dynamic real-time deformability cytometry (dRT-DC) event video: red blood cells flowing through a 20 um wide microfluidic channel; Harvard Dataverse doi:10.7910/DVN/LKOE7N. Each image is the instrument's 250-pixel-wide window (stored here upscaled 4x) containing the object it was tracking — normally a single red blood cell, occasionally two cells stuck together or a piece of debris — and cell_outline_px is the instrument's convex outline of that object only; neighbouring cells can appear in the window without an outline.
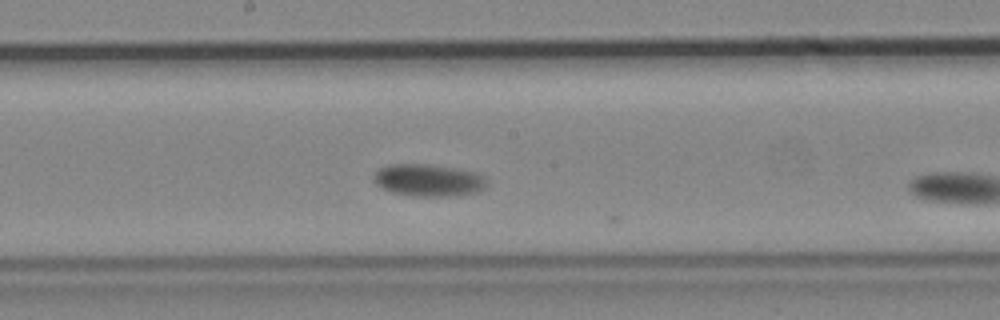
{"species": "common noctule bat (a hibernating species)", "species_latin": "Nyctalus noctula", "temperature_condition": "cold", "stored_images_in_passage": 13, "camera_frame_rate_fps": 3000, "um_per_image_px": 0.085, "animal": {"sex": "male", "body_mass_g": 19.2, "forearm_length_mm": 51.8}, "frame": {"image": 1, "passage_image": 12, "time_ms": 3.667, "image_size_px": [1000, 320], "cell_outline_px": [[484, 188], [476, 192], [452, 196], [416, 196], [392, 192], [376, 184], [372, 180], [372, 176], [380, 168], [388, 164], [432, 164], [476, 172], [484, 176]], "centroid_in_image_um": [36.37, 15.31], "position_along_channel_um": 211.8, "area_um2": 21.1}}